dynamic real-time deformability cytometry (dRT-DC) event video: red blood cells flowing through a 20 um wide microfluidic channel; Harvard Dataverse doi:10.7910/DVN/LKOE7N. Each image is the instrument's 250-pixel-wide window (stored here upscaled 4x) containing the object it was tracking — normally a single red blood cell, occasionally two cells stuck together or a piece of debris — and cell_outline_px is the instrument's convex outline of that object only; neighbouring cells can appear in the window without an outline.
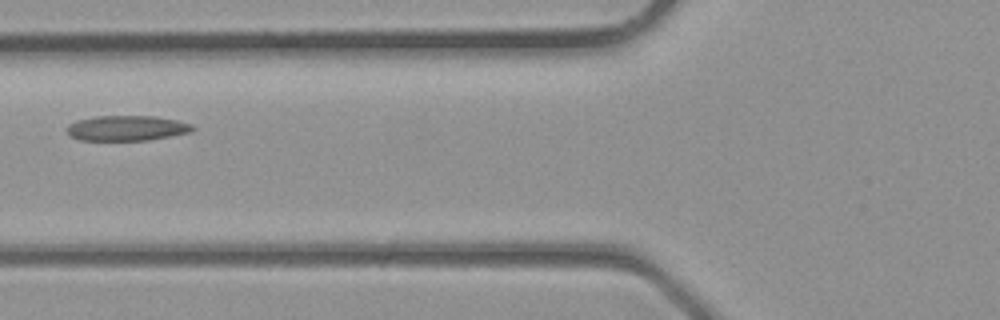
{"species": "common noctule bat (a hibernating species)", "species_latin": "Nyctalus noctula", "temperature_condition": "room temperature", "stored_images_in_passage": 2, "camera_frame_rate_fps": 3000, "um_per_image_px": 0.085, "animal": {"sex": "male", "body_mass_g": 23.1, "forearm_length_mm": 52.7}, "frame": {"image": 1, "passage_image": 2, "time_ms": 0.333, "image_size_px": [1000, 320], "cell_outline_px": [[196, 128], [192, 132], [148, 140], [80, 140], [72, 136], [64, 128], [68, 124], [76, 120], [96, 116], [156, 116], [176, 120], [192, 124]], "centroid_in_image_um": [10.78, 10.88], "position_along_channel_um": 115.0, "area_um2": 18.55}}